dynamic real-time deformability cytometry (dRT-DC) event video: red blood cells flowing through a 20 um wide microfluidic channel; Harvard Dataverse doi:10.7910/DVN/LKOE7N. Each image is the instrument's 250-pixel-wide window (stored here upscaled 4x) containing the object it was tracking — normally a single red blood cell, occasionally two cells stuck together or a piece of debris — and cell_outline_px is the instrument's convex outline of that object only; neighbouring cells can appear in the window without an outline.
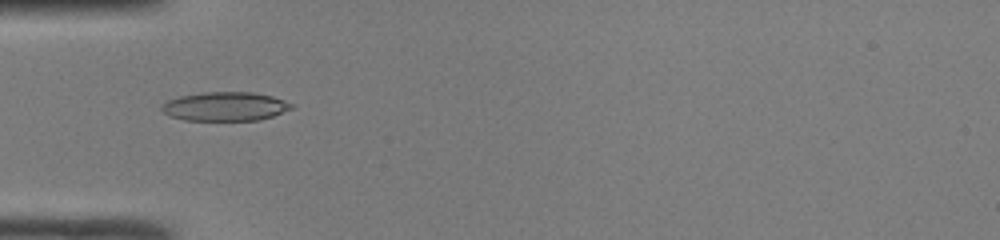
{"species": "common noctule bat (a hibernating species)", "species_latin": "Nyctalus noctula", "temperature_condition": "room temperature", "stored_images_in_passage": 34, "camera_frame_rate_fps": 3000, "um_per_image_px": 0.085, "animal": {"sex": "male", "body_mass_g": 19.0, "forearm_length_mm": 50.8}, "frame": {"image": 1, "passage_image": 5, "time_ms": 1.333, "image_size_px": [1000, 240], "cell_outline_px": [[292, 108], [272, 116], [260, 120], [184, 120], [168, 116], [160, 108], [160, 104], [168, 100], [180, 96], [204, 92], [252, 92], [272, 96], [292, 104]], "centroid_in_image_um": [19.08, 9.05], "position_along_channel_um": 65.9, "area_um2": 21.79}}
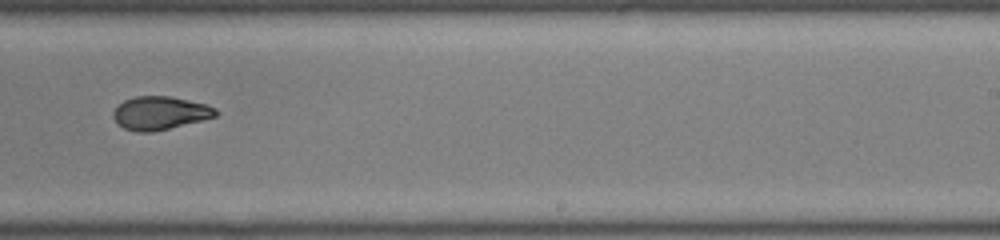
{"frame": {"image": 2, "passage_image": 20, "time_ms": 6.333, "image_size_px": [1000, 240], "cell_outline_px": [[220, 112], [216, 116], [152, 132], [136, 132], [124, 128], [116, 124], [112, 116], [112, 112], [124, 100], [136, 96], [168, 96], [188, 100], [204, 104], [216, 108]], "centroid_in_image_um": [13.56, 9.61], "position_along_channel_um": 275.4, "area_um2": 19.71}}
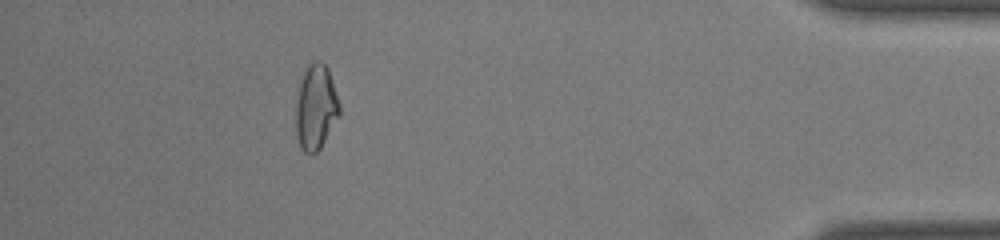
{"frame": {"image": 3, "passage_image": 33, "time_ms": 10.667, "image_size_px": [1000, 240], "cell_outline_px": [[340, 116], [320, 148], [312, 156], [304, 152], [300, 148], [296, 136], [296, 100], [300, 80], [308, 64], [312, 60], [320, 60], [328, 68], [340, 104]], "centroid_in_image_um": [26.84, 9.12], "position_along_channel_um": 408.4, "area_um2": 22.02}, "authors_computed_cell_mechanics": {"area_um2": 20.4034, "velocity_mm_per_s": 4.2219, "shape_relaxation_time_tau1_ms": null, "shape_relaxation_time_tau2_ms": 1.4036, "deformation_change_tau1": null, "deformation_change_tau2": 0.0535}}